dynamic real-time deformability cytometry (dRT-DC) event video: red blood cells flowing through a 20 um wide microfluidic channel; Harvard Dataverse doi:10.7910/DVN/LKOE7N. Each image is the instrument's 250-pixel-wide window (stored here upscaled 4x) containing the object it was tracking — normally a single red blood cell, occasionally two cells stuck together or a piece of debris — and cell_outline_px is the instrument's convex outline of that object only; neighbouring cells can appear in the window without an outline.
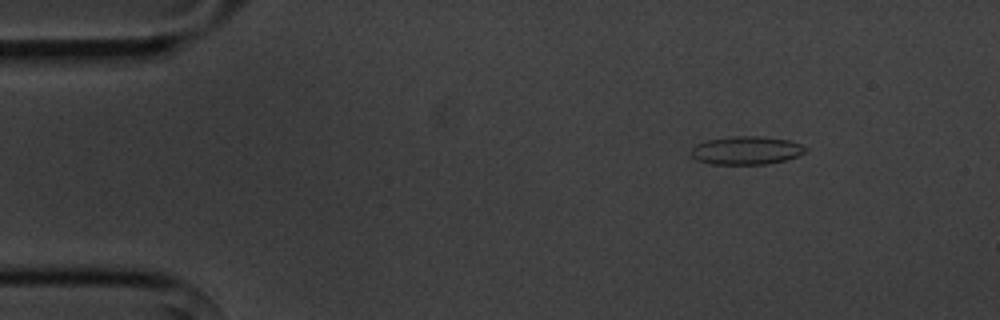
{"species": "common noctule bat (a hibernating species)", "species_latin": "Nyctalus noctula", "temperature_condition": "cold", "stored_images_in_passage": 4, "camera_frame_rate_fps": 3000, "um_per_image_px": 0.085, "animal": {"sex": "male", "body_mass_g": 20.1, "forearm_length_mm": 53.5}, "frame": {"image": 1, "passage_image": 2, "time_ms": 1.333, "image_size_px": [1000, 320], "cell_outline_px": [[808, 152], [784, 160], [764, 164], [712, 164], [700, 160], [692, 156], [692, 148], [696, 144], [708, 140], [732, 136], [756, 136], [788, 140], [800, 144], [808, 148]], "centroid_in_image_um": [63.47, 12.78], "position_along_channel_um": 21.5, "area_um2": 18.55}}